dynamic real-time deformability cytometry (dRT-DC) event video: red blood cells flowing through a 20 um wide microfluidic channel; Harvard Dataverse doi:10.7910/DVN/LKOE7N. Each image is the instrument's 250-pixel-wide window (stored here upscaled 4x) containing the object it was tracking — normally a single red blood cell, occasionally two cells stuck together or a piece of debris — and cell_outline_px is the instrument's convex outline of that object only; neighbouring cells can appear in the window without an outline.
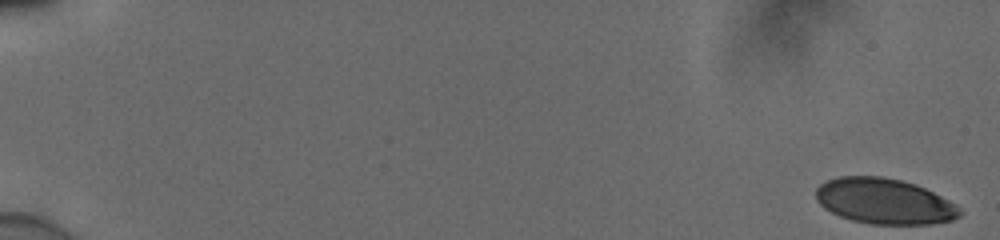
{"species": "human", "species_latin": "Homo sapiens", "temperature_condition": "cold", "stored_images_in_passage": 55, "camera_frame_rate_fps": 3000, "um_per_image_px": 0.085, "donor": {"sex": "male"}, "frame": {"image": 1, "passage_image": 1, "time_ms": 0.0, "image_size_px": [1000, 240], "cell_outline_px": [[964, 212], [960, 216], [952, 220], [932, 224], [868, 224], [852, 220], [840, 216], [824, 208], [816, 200], [816, 188], [820, 184], [828, 180], [840, 176], [880, 176], [900, 180], [916, 184], [956, 204]], "centroid_in_image_um": [75.17, 17.11], "position_along_channel_um": 9.8, "area_um2": 38.26}}
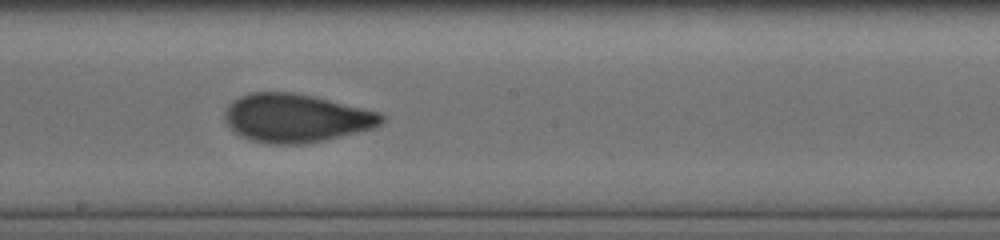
{"frame": {"image": 2, "passage_image": 33, "time_ms": 10.667, "image_size_px": [1000, 240], "cell_outline_px": [[384, 120], [380, 124], [372, 128], [324, 140], [304, 144], [272, 144], [252, 140], [240, 136], [224, 120], [224, 112], [228, 104], [232, 100], [240, 96], [252, 92], [292, 92], [312, 96], [380, 112], [384, 116]], "centroid_in_image_um": [25.13, 10.03], "position_along_channel_um": 223.1, "area_um2": 43.93}}
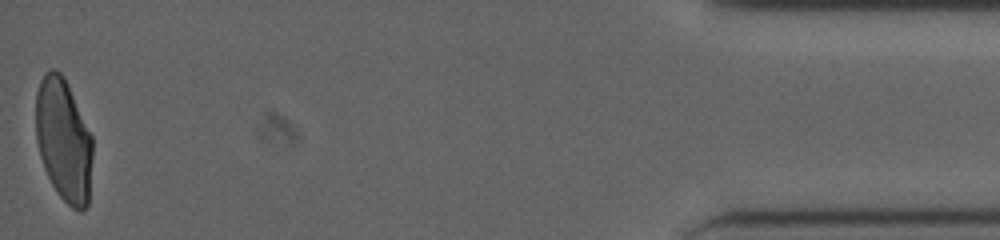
{"frame": {"image": 3, "passage_image": 55, "time_ms": 18.0, "image_size_px": [1000, 240], "cell_outline_px": [[92, 156], [88, 204], [80, 212], [72, 208], [60, 196], [52, 184], [44, 168], [40, 156], [36, 140], [36, 92], [40, 80], [44, 72], [52, 68], [60, 72], [64, 76], [68, 84], [92, 136]], "centroid_in_image_um": [5.4, 11.88], "position_along_channel_um": 429.8, "area_um2": 40.69}, "authors_computed_cell_mechanics": {"area_um2": 42.0784, "velocity_mm_per_s": 3.886, "shape_relaxation_time_tau1_ms": 5.4505, "shape_relaxation_time_tau2_ms": 0.7313, "deformation_change_tau1": 0.1559, "deformation_change_tau2": 0.0398}}